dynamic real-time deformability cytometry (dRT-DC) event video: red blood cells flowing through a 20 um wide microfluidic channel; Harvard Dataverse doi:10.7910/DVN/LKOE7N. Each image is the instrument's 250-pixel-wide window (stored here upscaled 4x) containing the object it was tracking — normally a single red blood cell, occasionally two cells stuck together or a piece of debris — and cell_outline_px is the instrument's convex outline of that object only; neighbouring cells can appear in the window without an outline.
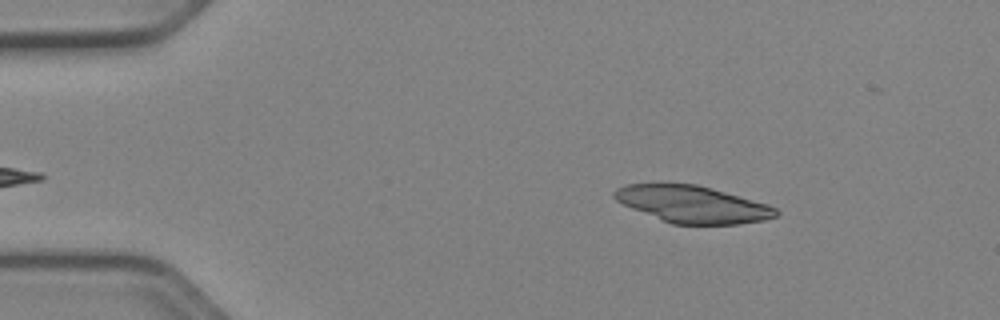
{"species": "Egyptian fruit bat (a non-hibernating species)", "species_latin": "Rousettus aegyptiacus", "temperature_condition": "cold", "stored_images_in_passage": 48, "camera_frame_rate_fps": 3000, "um_per_image_px": 0.085, "animal": {"sex": "female"}, "frame": {"image": 1, "passage_image": 4, "time_ms": 1.0, "image_size_px": [1000, 320], "cell_outline_px": [[780, 212], [776, 216], [764, 220], [740, 224], [672, 224], [632, 208], [616, 200], [612, 196], [612, 192], [616, 188], [624, 184], [696, 184], [712, 188], [768, 204], [776, 208]], "centroid_in_image_um": [58.87, 17.36], "position_along_channel_um": 26.1, "area_um2": 34.62}}